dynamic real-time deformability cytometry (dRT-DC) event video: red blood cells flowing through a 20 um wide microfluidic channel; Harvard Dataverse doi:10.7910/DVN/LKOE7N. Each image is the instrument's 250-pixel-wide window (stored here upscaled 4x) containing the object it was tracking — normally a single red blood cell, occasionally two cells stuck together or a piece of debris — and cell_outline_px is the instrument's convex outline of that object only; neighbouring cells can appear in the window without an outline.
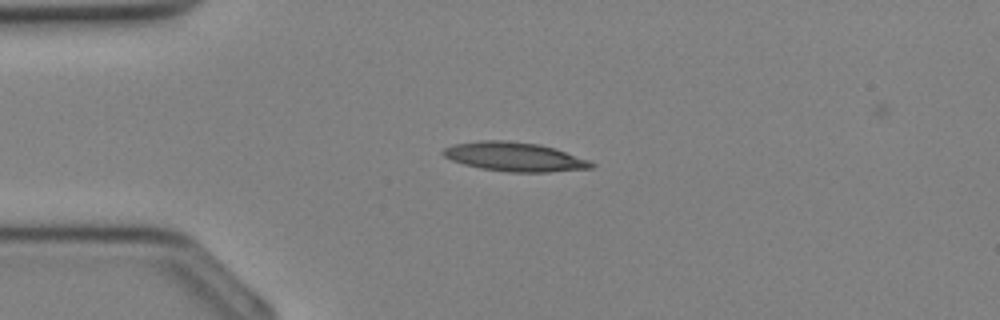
{"species": "Egyptian fruit bat (a non-hibernating species)", "species_latin": "Rousettus aegyptiacus", "temperature_condition": "cold", "stored_images_in_passage": 26, "camera_frame_rate_fps": 3000, "um_per_image_px": 0.085, "animal": {"sex": "female"}, "frame": {"image": 1, "passage_image": 3, "time_ms": 0.667, "image_size_px": [1000, 320], "cell_outline_px": [[596, 164], [592, 168], [548, 172], [508, 172], [480, 168], [464, 164], [452, 160], [444, 156], [440, 152], [444, 148], [452, 144], [480, 140], [508, 140], [540, 144], [556, 148], [588, 160]], "centroid_in_image_um": [43.72, 13.32], "position_along_channel_um": 41.3, "area_um2": 25.26}}
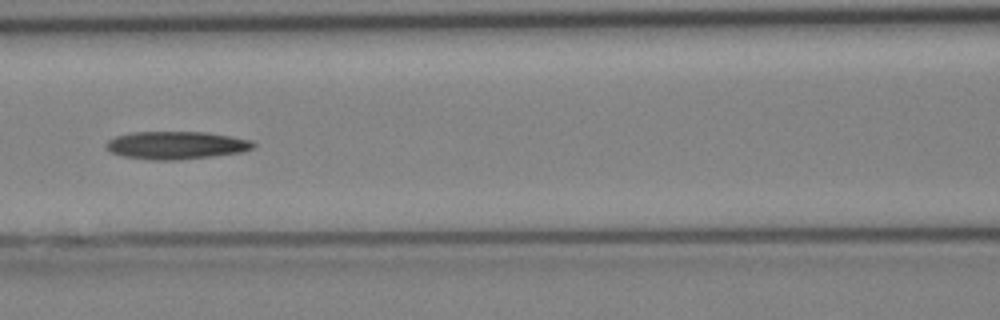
{"frame": {"image": 2, "passage_image": 10, "time_ms": 3.0, "image_size_px": [1000, 320], "cell_outline_px": [[256, 144], [252, 148], [240, 152], [212, 156], [176, 160], [148, 160], [124, 156], [112, 152], [104, 148], [104, 144], [108, 140], [116, 136], [132, 132], [208, 132], [252, 140]], "centroid_in_image_um": [14.94, 12.34], "position_along_channel_um": 151.7, "area_um2": 23.87}}
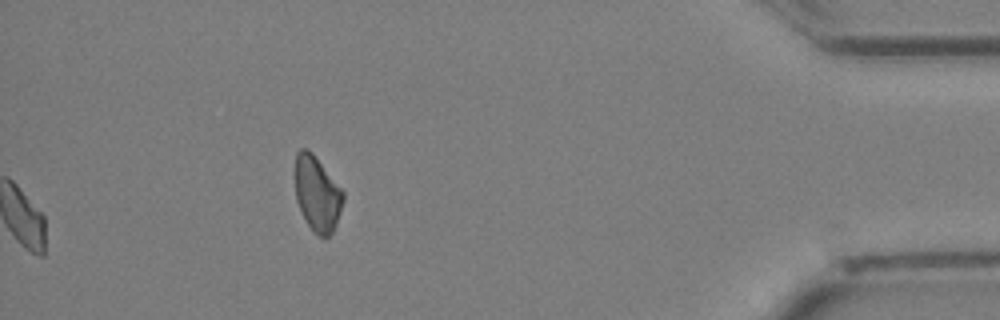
{"frame": {"image": 3, "passage_image": 26, "time_ms": 8.333, "image_size_px": [1000, 320], "cell_outline_px": [[344, 200], [336, 224], [332, 232], [324, 240], [312, 232], [296, 200], [296, 152], [300, 148], [308, 148], [312, 152], [344, 192]], "centroid_in_image_um": [26.97, 16.49], "position_along_channel_um": 408.2, "area_um2": 20.92}}